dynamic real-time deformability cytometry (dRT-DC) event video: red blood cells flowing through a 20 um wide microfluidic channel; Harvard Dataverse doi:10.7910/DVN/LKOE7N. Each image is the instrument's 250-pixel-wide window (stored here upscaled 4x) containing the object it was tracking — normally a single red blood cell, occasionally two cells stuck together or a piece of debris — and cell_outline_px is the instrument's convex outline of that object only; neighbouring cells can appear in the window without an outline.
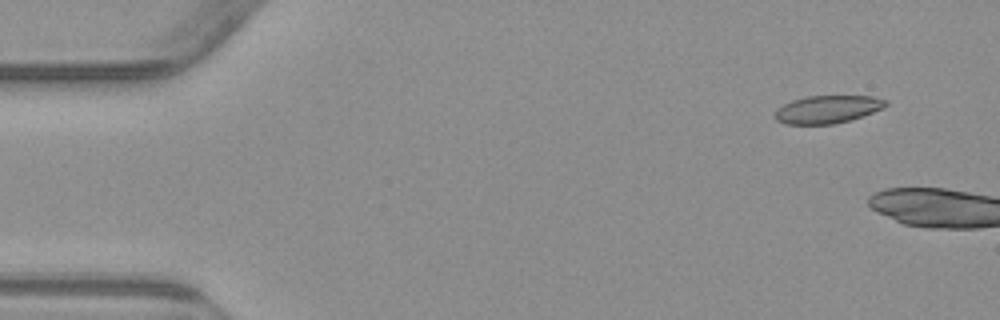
{"species": "common noctule bat (a hibernating species)", "species_latin": "Nyctalus noctula", "temperature_condition": "warm", "stored_images_in_passage": 8, "camera_frame_rate_fps": 3000, "um_per_image_px": 0.085, "animal": {"sex": "male", "body_mass_g": 23.1, "forearm_length_mm": 52.7}, "frame": {"image": 1, "passage_image": 5, "time_ms": 1.333, "image_size_px": [1000, 320], "cell_outline_px": [[888, 104], [884, 108], [848, 120], [832, 124], [784, 124], [776, 120], [772, 116], [776, 108], [792, 100], [804, 96], [872, 96], [888, 100]], "centroid_in_image_um": [70.29, 9.28], "position_along_channel_um": 14.7, "area_um2": 18.03}}